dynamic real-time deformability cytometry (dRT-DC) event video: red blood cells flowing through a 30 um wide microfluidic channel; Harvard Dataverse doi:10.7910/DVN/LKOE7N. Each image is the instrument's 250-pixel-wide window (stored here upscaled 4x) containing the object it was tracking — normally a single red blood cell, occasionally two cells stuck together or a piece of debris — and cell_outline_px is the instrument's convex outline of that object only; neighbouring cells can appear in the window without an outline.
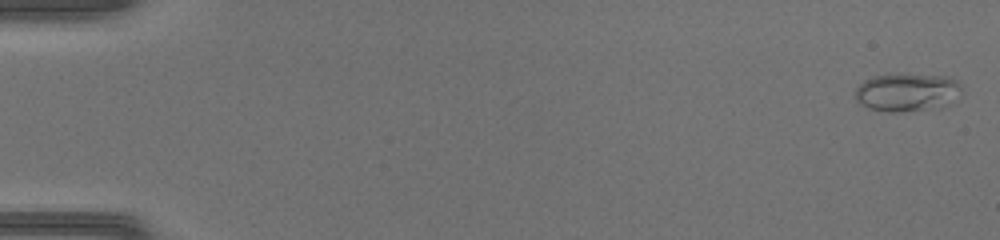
{"species": "common noctule bat (a hibernating species)", "species_latin": "Nyctalus noctula", "temperature_condition": "warm", "stored_images_in_passage": 49, "camera_frame_rate_fps": 3000, "um_per_image_px": 0.085, "animal": {"sex": "female", "body_mass_g": 17.0, "forearm_length_mm": 48.0}, "frame": {"image": 1, "passage_image": 1, "time_ms": 0.0, "image_size_px": [1000, 240], "cell_outline_px": [[960, 88], [948, 104], [944, 108], [900, 112], [888, 112], [868, 108], [860, 104], [856, 100], [856, 88], [864, 80], [872, 76], [944, 76], [956, 80], [960, 84]], "centroid_in_image_um": [77.05, 7.89], "position_along_channel_um": 7.9, "area_um2": 23.0}}
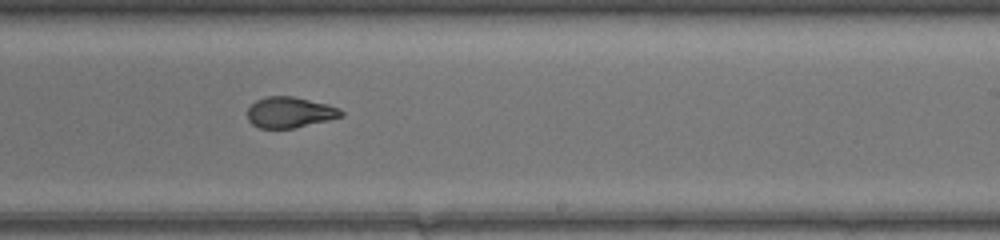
{"frame": {"image": 2, "passage_image": 31, "time_ms": 10.0, "image_size_px": [1000, 240], "cell_outline_px": [[344, 116], [328, 120], [292, 128], [260, 128], [252, 124], [248, 120], [248, 108], [256, 100], [268, 96], [292, 96], [328, 104], [340, 108], [344, 112]], "centroid_in_image_um": [24.65, 9.54], "position_along_channel_um": 264.4, "area_um2": 16.76}}
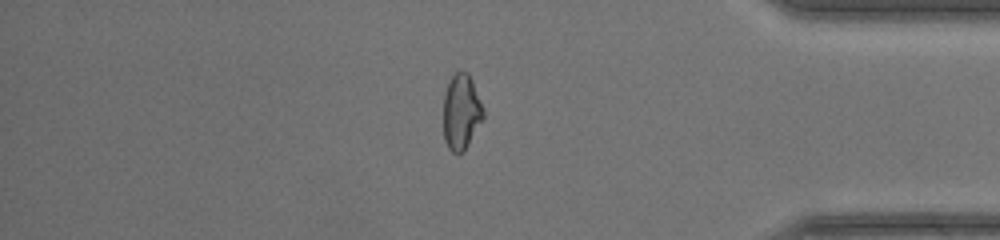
{"frame": {"image": 3, "passage_image": 42, "time_ms": 13.667, "image_size_px": [1000, 240], "cell_outline_px": [[484, 116], [464, 152], [452, 152], [448, 148], [444, 140], [444, 92], [448, 80], [460, 68], [468, 72], [472, 80], [484, 108]], "centroid_in_image_um": [39.2, 9.46], "position_along_channel_um": 396.0, "area_um2": 17.74}, "authors_computed_cell_mechanics": {"area_um2": 18.0336, "velocity_mm_per_s": 4.2799, "shape_relaxation_time_tau1_ms": null, "shape_relaxation_time_tau2_ms": 1.1411, "deformation_change_tau1": null, "deformation_change_tau2": 0.0677}}